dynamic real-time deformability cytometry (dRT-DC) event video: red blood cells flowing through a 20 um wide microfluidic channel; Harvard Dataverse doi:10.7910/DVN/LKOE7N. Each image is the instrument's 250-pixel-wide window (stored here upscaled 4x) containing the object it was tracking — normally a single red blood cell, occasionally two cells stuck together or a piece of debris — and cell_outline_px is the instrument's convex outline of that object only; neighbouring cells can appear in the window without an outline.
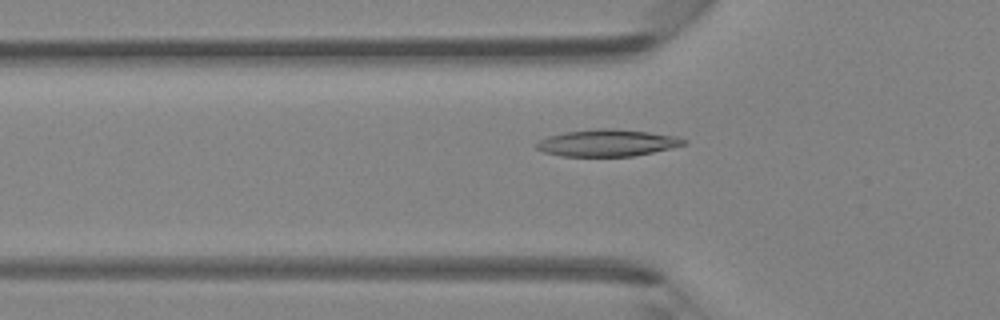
{"species": "Egyptian fruit bat (a non-hibernating species)", "species_latin": "Rousettus aegyptiacus", "temperature_condition": "room temperature", "stored_images_in_passage": 45, "camera_frame_rate_fps": 3000, "um_per_image_px": 0.085, "animal": {"sex": "female"}, "frame": {"image": 1, "passage_image": 15, "time_ms": 4.667, "image_size_px": [1000, 320], "cell_outline_px": [[688, 144], [672, 148], [632, 156], [564, 156], [544, 152], [536, 148], [536, 144], [540, 140], [548, 136], [564, 132], [596, 128], [612, 128], [648, 132], [676, 136], [688, 140]], "centroid_in_image_um": [51.65, 12.14], "position_along_channel_um": 74.1, "area_um2": 23.06}}
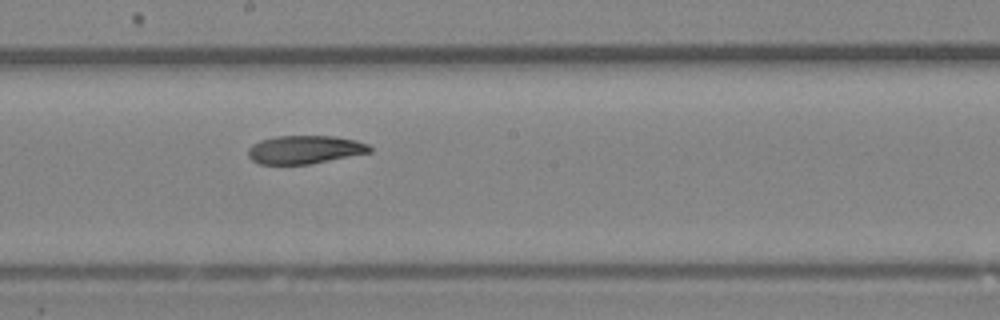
{"frame": {"image": 2, "passage_image": 25, "time_ms": 8.0, "image_size_px": [1000, 320], "cell_outline_px": [[372, 152], [308, 164], [260, 164], [252, 160], [248, 156], [248, 148], [252, 144], [260, 140], [276, 136], [332, 136], [356, 140], [368, 144], [372, 148]], "centroid_in_image_um": [25.89, 12.71], "position_along_channel_um": 222.3, "area_um2": 20.0}}
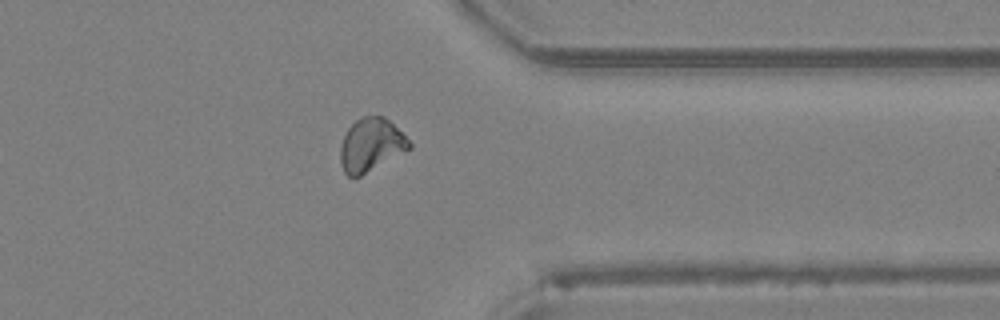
{"frame": {"image": 3, "passage_image": 36, "time_ms": 11.667, "image_size_px": [1000, 320], "cell_outline_px": [[412, 148], [360, 176], [348, 176], [344, 172], [340, 164], [340, 148], [344, 136], [348, 128], [360, 116], [384, 116], [412, 144]], "centroid_in_image_um": [31.51, 12.32], "position_along_channel_um": 379.9, "area_um2": 21.1}}